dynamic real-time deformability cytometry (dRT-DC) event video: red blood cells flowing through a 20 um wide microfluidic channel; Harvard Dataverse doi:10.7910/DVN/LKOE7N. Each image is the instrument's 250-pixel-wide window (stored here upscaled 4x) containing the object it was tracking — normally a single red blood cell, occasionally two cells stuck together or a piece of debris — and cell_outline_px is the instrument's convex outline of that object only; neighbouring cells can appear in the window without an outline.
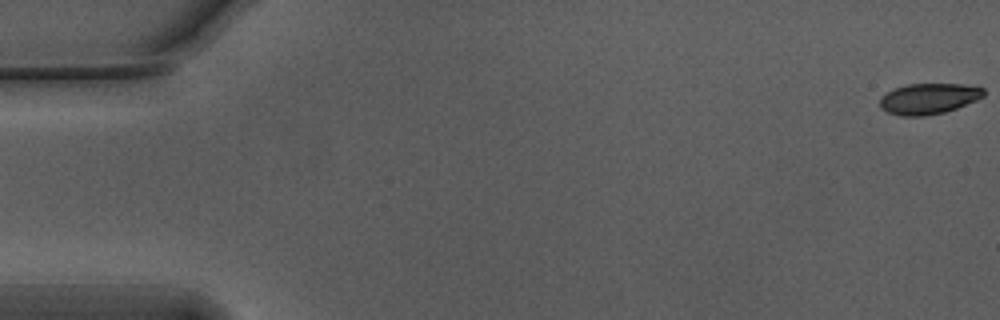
{"species": "Egyptian fruit bat (a non-hibernating species)", "species_latin": "Rousettus aegyptiacus", "temperature_condition": "warm", "stored_images_in_passage": 53, "camera_frame_rate_fps": 3000, "um_per_image_px": 0.085, "animal": {"sex": "male"}, "frame": {"image": 1, "passage_image": 1, "time_ms": 0.0, "image_size_px": [1000, 320], "cell_outline_px": [[984, 96], [976, 100], [956, 108], [944, 112], [928, 116], [900, 116], [888, 112], [880, 108], [880, 96], [892, 88], [908, 84], [964, 84], [984, 88]], "centroid_in_image_um": [78.9, 8.38], "position_along_channel_um": 6.1, "area_um2": 18.79}}
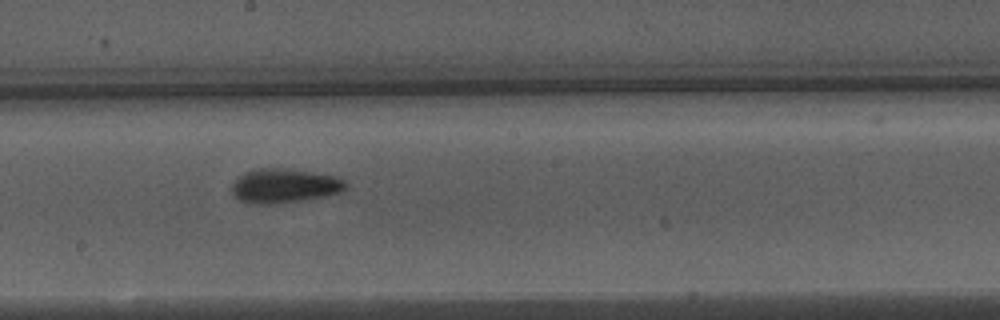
{"frame": {"image": 2, "passage_image": 31, "time_ms": 10.0, "image_size_px": [1000, 320], "cell_outline_px": [[348, 188], [340, 192], [324, 196], [300, 200], [268, 204], [248, 204], [240, 200], [232, 192], [232, 184], [244, 172], [256, 168], [276, 168], [340, 176], [348, 184]], "centroid_in_image_um": [24.18, 15.79], "position_along_channel_um": 224.0, "area_um2": 22.54}}
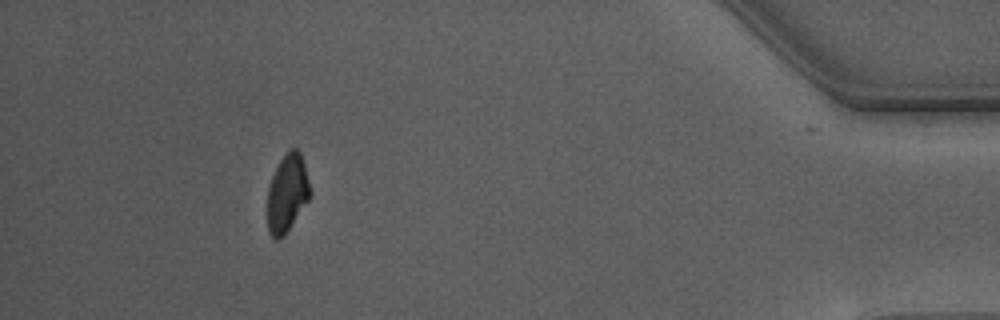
{"frame": {"image": 3, "passage_image": 51, "time_ms": 16.667, "image_size_px": [1000, 320], "cell_outline_px": [[312, 192], [308, 200], [284, 236], [280, 240], [276, 240], [268, 232], [268, 188], [272, 176], [280, 160], [292, 148], [296, 148], [300, 152], [304, 164]], "centroid_in_image_um": [24.42, 16.45], "position_along_channel_um": 410.8, "area_um2": 19.13}, "authors_computed_cell_mechanics": {"area_um2": 20.8658, "velocity_mm_per_s": 3.75, "shape_relaxation_time_tau1_ms": 3.8641, "shape_relaxation_time_tau2_ms": 2.5468, "deformation_change_tau1": 0.1387, "deformation_change_tau2": 0.0858}}